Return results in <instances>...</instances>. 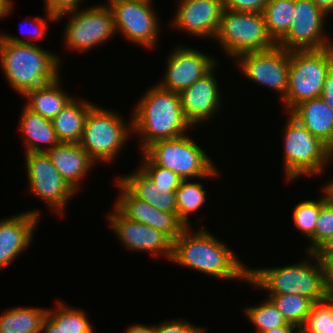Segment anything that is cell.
I'll return each mask as SVG.
<instances>
[{"mask_svg": "<svg viewBox=\"0 0 333 333\" xmlns=\"http://www.w3.org/2000/svg\"><path fill=\"white\" fill-rule=\"evenodd\" d=\"M190 230L186 227L173 241L171 261L217 278L249 281V268L226 244L204 229Z\"/></svg>", "mask_w": 333, "mask_h": 333, "instance_id": "6da1fadb", "label": "cell"}, {"mask_svg": "<svg viewBox=\"0 0 333 333\" xmlns=\"http://www.w3.org/2000/svg\"><path fill=\"white\" fill-rule=\"evenodd\" d=\"M0 62L9 84L21 95L59 77L58 56L16 36L0 34Z\"/></svg>", "mask_w": 333, "mask_h": 333, "instance_id": "7a4b0ae2", "label": "cell"}, {"mask_svg": "<svg viewBox=\"0 0 333 333\" xmlns=\"http://www.w3.org/2000/svg\"><path fill=\"white\" fill-rule=\"evenodd\" d=\"M134 112L132 129L142 136V150L153 142L181 137L192 127L184 117L179 94L158 84L146 91Z\"/></svg>", "mask_w": 333, "mask_h": 333, "instance_id": "3957f363", "label": "cell"}, {"mask_svg": "<svg viewBox=\"0 0 333 333\" xmlns=\"http://www.w3.org/2000/svg\"><path fill=\"white\" fill-rule=\"evenodd\" d=\"M308 260L276 268L249 269L250 284L266 290L268 294H296L310 299L313 303L325 299L324 268L314 252Z\"/></svg>", "mask_w": 333, "mask_h": 333, "instance_id": "277c9868", "label": "cell"}, {"mask_svg": "<svg viewBox=\"0 0 333 333\" xmlns=\"http://www.w3.org/2000/svg\"><path fill=\"white\" fill-rule=\"evenodd\" d=\"M333 65V46L315 50L290 51L288 89L283 105L289 112L299 103L320 98Z\"/></svg>", "mask_w": 333, "mask_h": 333, "instance_id": "5b68a950", "label": "cell"}, {"mask_svg": "<svg viewBox=\"0 0 333 333\" xmlns=\"http://www.w3.org/2000/svg\"><path fill=\"white\" fill-rule=\"evenodd\" d=\"M142 155L152 164L173 171L183 180L219 175L205 151L186 135L153 142L143 150Z\"/></svg>", "mask_w": 333, "mask_h": 333, "instance_id": "8992f818", "label": "cell"}, {"mask_svg": "<svg viewBox=\"0 0 333 333\" xmlns=\"http://www.w3.org/2000/svg\"><path fill=\"white\" fill-rule=\"evenodd\" d=\"M287 121L283 166L288 182L303 175L322 173L326 163L333 159V151L290 113Z\"/></svg>", "mask_w": 333, "mask_h": 333, "instance_id": "52a82bcc", "label": "cell"}, {"mask_svg": "<svg viewBox=\"0 0 333 333\" xmlns=\"http://www.w3.org/2000/svg\"><path fill=\"white\" fill-rule=\"evenodd\" d=\"M215 39L229 56L236 58L244 53L263 51L276 45L268 34L261 13L225 9Z\"/></svg>", "mask_w": 333, "mask_h": 333, "instance_id": "ba28073f", "label": "cell"}, {"mask_svg": "<svg viewBox=\"0 0 333 333\" xmlns=\"http://www.w3.org/2000/svg\"><path fill=\"white\" fill-rule=\"evenodd\" d=\"M113 111L94 105L88 112L79 144L96 162L113 161L132 133V121L126 126Z\"/></svg>", "mask_w": 333, "mask_h": 333, "instance_id": "9c48e42d", "label": "cell"}, {"mask_svg": "<svg viewBox=\"0 0 333 333\" xmlns=\"http://www.w3.org/2000/svg\"><path fill=\"white\" fill-rule=\"evenodd\" d=\"M71 13L66 24L65 42L76 51H86L112 38L115 34L114 18L109 6L96 5L89 9L66 12L57 16L58 20Z\"/></svg>", "mask_w": 333, "mask_h": 333, "instance_id": "30bf717a", "label": "cell"}, {"mask_svg": "<svg viewBox=\"0 0 333 333\" xmlns=\"http://www.w3.org/2000/svg\"><path fill=\"white\" fill-rule=\"evenodd\" d=\"M294 17L287 33L276 43L287 51L315 50L333 46L324 37L327 14L312 0H295Z\"/></svg>", "mask_w": 333, "mask_h": 333, "instance_id": "8fae6325", "label": "cell"}, {"mask_svg": "<svg viewBox=\"0 0 333 333\" xmlns=\"http://www.w3.org/2000/svg\"><path fill=\"white\" fill-rule=\"evenodd\" d=\"M25 156L29 191L62 214L75 191L54 167L46 152H29Z\"/></svg>", "mask_w": 333, "mask_h": 333, "instance_id": "7c38bea8", "label": "cell"}, {"mask_svg": "<svg viewBox=\"0 0 333 333\" xmlns=\"http://www.w3.org/2000/svg\"><path fill=\"white\" fill-rule=\"evenodd\" d=\"M242 73L257 84L280 92L284 99L288 89L290 51L275 45L271 49L249 52L237 57Z\"/></svg>", "mask_w": 333, "mask_h": 333, "instance_id": "4fadbf2b", "label": "cell"}, {"mask_svg": "<svg viewBox=\"0 0 333 333\" xmlns=\"http://www.w3.org/2000/svg\"><path fill=\"white\" fill-rule=\"evenodd\" d=\"M151 1L127 0L109 6L116 32L119 30L130 42L150 49L156 45L159 33V22L152 10Z\"/></svg>", "mask_w": 333, "mask_h": 333, "instance_id": "5bb4252c", "label": "cell"}, {"mask_svg": "<svg viewBox=\"0 0 333 333\" xmlns=\"http://www.w3.org/2000/svg\"><path fill=\"white\" fill-rule=\"evenodd\" d=\"M165 78L158 86L180 94L216 66L213 57L189 47L179 46L167 59Z\"/></svg>", "mask_w": 333, "mask_h": 333, "instance_id": "9a60e30c", "label": "cell"}, {"mask_svg": "<svg viewBox=\"0 0 333 333\" xmlns=\"http://www.w3.org/2000/svg\"><path fill=\"white\" fill-rule=\"evenodd\" d=\"M110 225L113 227L120 241L126 249L138 252L163 254L167 259L172 257L173 241L162 231L135 222L124 217L115 207L114 212L108 215Z\"/></svg>", "mask_w": 333, "mask_h": 333, "instance_id": "2e32d148", "label": "cell"}, {"mask_svg": "<svg viewBox=\"0 0 333 333\" xmlns=\"http://www.w3.org/2000/svg\"><path fill=\"white\" fill-rule=\"evenodd\" d=\"M116 183L121 194L114 207L124 217L162 231L172 241L181 235L186 226L179 220L177 214L158 210L136 198L119 180Z\"/></svg>", "mask_w": 333, "mask_h": 333, "instance_id": "e0dca14e", "label": "cell"}, {"mask_svg": "<svg viewBox=\"0 0 333 333\" xmlns=\"http://www.w3.org/2000/svg\"><path fill=\"white\" fill-rule=\"evenodd\" d=\"M174 25L197 37L215 38L224 11L223 0H180Z\"/></svg>", "mask_w": 333, "mask_h": 333, "instance_id": "ac0fdd59", "label": "cell"}, {"mask_svg": "<svg viewBox=\"0 0 333 333\" xmlns=\"http://www.w3.org/2000/svg\"><path fill=\"white\" fill-rule=\"evenodd\" d=\"M213 70L179 94L184 117L192 128L220 109L222 99Z\"/></svg>", "mask_w": 333, "mask_h": 333, "instance_id": "d6986e66", "label": "cell"}, {"mask_svg": "<svg viewBox=\"0 0 333 333\" xmlns=\"http://www.w3.org/2000/svg\"><path fill=\"white\" fill-rule=\"evenodd\" d=\"M39 214L27 211L0 221V269L12 264L31 244Z\"/></svg>", "mask_w": 333, "mask_h": 333, "instance_id": "ffe728a7", "label": "cell"}, {"mask_svg": "<svg viewBox=\"0 0 333 333\" xmlns=\"http://www.w3.org/2000/svg\"><path fill=\"white\" fill-rule=\"evenodd\" d=\"M46 153L54 167L75 192L80 186V180L96 163L79 143L60 142Z\"/></svg>", "mask_w": 333, "mask_h": 333, "instance_id": "44dd1931", "label": "cell"}, {"mask_svg": "<svg viewBox=\"0 0 333 333\" xmlns=\"http://www.w3.org/2000/svg\"><path fill=\"white\" fill-rule=\"evenodd\" d=\"M136 198L160 211L177 214L175 191L178 187H162L139 167L129 176L118 179Z\"/></svg>", "mask_w": 333, "mask_h": 333, "instance_id": "7402d4cb", "label": "cell"}, {"mask_svg": "<svg viewBox=\"0 0 333 333\" xmlns=\"http://www.w3.org/2000/svg\"><path fill=\"white\" fill-rule=\"evenodd\" d=\"M290 114L333 151V110L321 98L302 101Z\"/></svg>", "mask_w": 333, "mask_h": 333, "instance_id": "603a6c76", "label": "cell"}, {"mask_svg": "<svg viewBox=\"0 0 333 333\" xmlns=\"http://www.w3.org/2000/svg\"><path fill=\"white\" fill-rule=\"evenodd\" d=\"M23 110L20 120V130L24 134L26 153L46 152L60 143L56 136L52 120L44 118L26 106ZM41 144H47V148L41 147Z\"/></svg>", "mask_w": 333, "mask_h": 333, "instance_id": "cb8c5ba5", "label": "cell"}, {"mask_svg": "<svg viewBox=\"0 0 333 333\" xmlns=\"http://www.w3.org/2000/svg\"><path fill=\"white\" fill-rule=\"evenodd\" d=\"M94 104L75 98L52 120L56 136L60 142L79 143L83 134L84 123L89 110Z\"/></svg>", "mask_w": 333, "mask_h": 333, "instance_id": "d4e9b609", "label": "cell"}, {"mask_svg": "<svg viewBox=\"0 0 333 333\" xmlns=\"http://www.w3.org/2000/svg\"><path fill=\"white\" fill-rule=\"evenodd\" d=\"M59 85L60 79L57 77L49 84L28 90L23 95L28 98L25 106L44 118L53 120L73 98L65 94Z\"/></svg>", "mask_w": 333, "mask_h": 333, "instance_id": "484cf974", "label": "cell"}, {"mask_svg": "<svg viewBox=\"0 0 333 333\" xmlns=\"http://www.w3.org/2000/svg\"><path fill=\"white\" fill-rule=\"evenodd\" d=\"M48 309L18 307L0 316V333H41Z\"/></svg>", "mask_w": 333, "mask_h": 333, "instance_id": "4316f807", "label": "cell"}, {"mask_svg": "<svg viewBox=\"0 0 333 333\" xmlns=\"http://www.w3.org/2000/svg\"><path fill=\"white\" fill-rule=\"evenodd\" d=\"M295 0H268L262 12L268 34L277 43L288 31L294 17Z\"/></svg>", "mask_w": 333, "mask_h": 333, "instance_id": "83f0119b", "label": "cell"}, {"mask_svg": "<svg viewBox=\"0 0 333 333\" xmlns=\"http://www.w3.org/2000/svg\"><path fill=\"white\" fill-rule=\"evenodd\" d=\"M182 180L175 191L177 216L186 226L190 227L189 214L198 210L206 201V190L201 183Z\"/></svg>", "mask_w": 333, "mask_h": 333, "instance_id": "f1b7e54d", "label": "cell"}, {"mask_svg": "<svg viewBox=\"0 0 333 333\" xmlns=\"http://www.w3.org/2000/svg\"><path fill=\"white\" fill-rule=\"evenodd\" d=\"M288 323L301 327L310 312L313 302L296 294H268Z\"/></svg>", "mask_w": 333, "mask_h": 333, "instance_id": "f546056e", "label": "cell"}, {"mask_svg": "<svg viewBox=\"0 0 333 333\" xmlns=\"http://www.w3.org/2000/svg\"><path fill=\"white\" fill-rule=\"evenodd\" d=\"M57 307L47 311V315L65 333H93V328L87 319L85 311L67 307L62 302H57Z\"/></svg>", "mask_w": 333, "mask_h": 333, "instance_id": "4dcf8cb0", "label": "cell"}, {"mask_svg": "<svg viewBox=\"0 0 333 333\" xmlns=\"http://www.w3.org/2000/svg\"><path fill=\"white\" fill-rule=\"evenodd\" d=\"M300 333H333V299L326 297L312 304Z\"/></svg>", "mask_w": 333, "mask_h": 333, "instance_id": "1f68e13d", "label": "cell"}, {"mask_svg": "<svg viewBox=\"0 0 333 333\" xmlns=\"http://www.w3.org/2000/svg\"><path fill=\"white\" fill-rule=\"evenodd\" d=\"M267 298L262 305L246 307L244 310L248 319L256 326V333L289 324L273 301L269 297Z\"/></svg>", "mask_w": 333, "mask_h": 333, "instance_id": "d6a6232c", "label": "cell"}, {"mask_svg": "<svg viewBox=\"0 0 333 333\" xmlns=\"http://www.w3.org/2000/svg\"><path fill=\"white\" fill-rule=\"evenodd\" d=\"M319 213L320 199L300 202L293 212L294 226L311 242V246L306 249L307 254L314 252V230Z\"/></svg>", "mask_w": 333, "mask_h": 333, "instance_id": "836d02e7", "label": "cell"}, {"mask_svg": "<svg viewBox=\"0 0 333 333\" xmlns=\"http://www.w3.org/2000/svg\"><path fill=\"white\" fill-rule=\"evenodd\" d=\"M324 195L320 197V213L314 230V251L331 235H333V198L323 187Z\"/></svg>", "mask_w": 333, "mask_h": 333, "instance_id": "e575fe53", "label": "cell"}, {"mask_svg": "<svg viewBox=\"0 0 333 333\" xmlns=\"http://www.w3.org/2000/svg\"><path fill=\"white\" fill-rule=\"evenodd\" d=\"M145 161L140 167L158 186L162 187H179L182 178L173 171L163 168L159 165L152 164L145 156Z\"/></svg>", "mask_w": 333, "mask_h": 333, "instance_id": "d590c367", "label": "cell"}, {"mask_svg": "<svg viewBox=\"0 0 333 333\" xmlns=\"http://www.w3.org/2000/svg\"><path fill=\"white\" fill-rule=\"evenodd\" d=\"M205 331L200 326L195 327L193 324H189L185 319L164 321L155 326V333H205Z\"/></svg>", "mask_w": 333, "mask_h": 333, "instance_id": "8d00e7d4", "label": "cell"}, {"mask_svg": "<svg viewBox=\"0 0 333 333\" xmlns=\"http://www.w3.org/2000/svg\"><path fill=\"white\" fill-rule=\"evenodd\" d=\"M267 2L268 0H223L225 10L261 14Z\"/></svg>", "mask_w": 333, "mask_h": 333, "instance_id": "74e56055", "label": "cell"}, {"mask_svg": "<svg viewBox=\"0 0 333 333\" xmlns=\"http://www.w3.org/2000/svg\"><path fill=\"white\" fill-rule=\"evenodd\" d=\"M82 0H45L47 18L49 21L58 20L57 16L66 12L77 10Z\"/></svg>", "mask_w": 333, "mask_h": 333, "instance_id": "f35d334b", "label": "cell"}, {"mask_svg": "<svg viewBox=\"0 0 333 333\" xmlns=\"http://www.w3.org/2000/svg\"><path fill=\"white\" fill-rule=\"evenodd\" d=\"M324 268V288L326 296L333 299V259H319Z\"/></svg>", "mask_w": 333, "mask_h": 333, "instance_id": "ab89813d", "label": "cell"}, {"mask_svg": "<svg viewBox=\"0 0 333 333\" xmlns=\"http://www.w3.org/2000/svg\"><path fill=\"white\" fill-rule=\"evenodd\" d=\"M320 98L333 110V65L327 74Z\"/></svg>", "mask_w": 333, "mask_h": 333, "instance_id": "60d3db41", "label": "cell"}, {"mask_svg": "<svg viewBox=\"0 0 333 333\" xmlns=\"http://www.w3.org/2000/svg\"><path fill=\"white\" fill-rule=\"evenodd\" d=\"M318 259H333V235L327 238L315 251Z\"/></svg>", "mask_w": 333, "mask_h": 333, "instance_id": "b9f144b4", "label": "cell"}, {"mask_svg": "<svg viewBox=\"0 0 333 333\" xmlns=\"http://www.w3.org/2000/svg\"><path fill=\"white\" fill-rule=\"evenodd\" d=\"M41 333H65L48 315L45 317Z\"/></svg>", "mask_w": 333, "mask_h": 333, "instance_id": "7bdbcfd3", "label": "cell"}, {"mask_svg": "<svg viewBox=\"0 0 333 333\" xmlns=\"http://www.w3.org/2000/svg\"><path fill=\"white\" fill-rule=\"evenodd\" d=\"M36 24V32L33 33L34 39L39 40L40 37L42 38L48 30L47 21H45L42 17H36V20H34ZM32 36V35H31Z\"/></svg>", "mask_w": 333, "mask_h": 333, "instance_id": "ee69618b", "label": "cell"}, {"mask_svg": "<svg viewBox=\"0 0 333 333\" xmlns=\"http://www.w3.org/2000/svg\"><path fill=\"white\" fill-rule=\"evenodd\" d=\"M296 328L298 329L296 332L300 333V328L291 323L286 324L284 326L274 327L271 330L262 333H294L295 331L294 329Z\"/></svg>", "mask_w": 333, "mask_h": 333, "instance_id": "f6af8a7d", "label": "cell"}, {"mask_svg": "<svg viewBox=\"0 0 333 333\" xmlns=\"http://www.w3.org/2000/svg\"><path fill=\"white\" fill-rule=\"evenodd\" d=\"M127 329L125 333H155V326L134 324L133 326L130 325Z\"/></svg>", "mask_w": 333, "mask_h": 333, "instance_id": "bcb514c9", "label": "cell"}, {"mask_svg": "<svg viewBox=\"0 0 333 333\" xmlns=\"http://www.w3.org/2000/svg\"><path fill=\"white\" fill-rule=\"evenodd\" d=\"M327 15L333 11V0H312Z\"/></svg>", "mask_w": 333, "mask_h": 333, "instance_id": "7dc6e473", "label": "cell"}, {"mask_svg": "<svg viewBox=\"0 0 333 333\" xmlns=\"http://www.w3.org/2000/svg\"><path fill=\"white\" fill-rule=\"evenodd\" d=\"M12 0H0V19L7 16L12 8Z\"/></svg>", "mask_w": 333, "mask_h": 333, "instance_id": "c3c4849f", "label": "cell"}, {"mask_svg": "<svg viewBox=\"0 0 333 333\" xmlns=\"http://www.w3.org/2000/svg\"><path fill=\"white\" fill-rule=\"evenodd\" d=\"M324 187L328 190L330 196L333 198V186H324Z\"/></svg>", "mask_w": 333, "mask_h": 333, "instance_id": "681fc988", "label": "cell"}, {"mask_svg": "<svg viewBox=\"0 0 333 333\" xmlns=\"http://www.w3.org/2000/svg\"><path fill=\"white\" fill-rule=\"evenodd\" d=\"M121 1H127V0H109V4L107 3V5H104V6H110L112 5L113 3H116V2H121Z\"/></svg>", "mask_w": 333, "mask_h": 333, "instance_id": "f907efd6", "label": "cell"}, {"mask_svg": "<svg viewBox=\"0 0 333 333\" xmlns=\"http://www.w3.org/2000/svg\"><path fill=\"white\" fill-rule=\"evenodd\" d=\"M326 186H333V180L330 183H328V185Z\"/></svg>", "mask_w": 333, "mask_h": 333, "instance_id": "816d5d0a", "label": "cell"}]
</instances>
